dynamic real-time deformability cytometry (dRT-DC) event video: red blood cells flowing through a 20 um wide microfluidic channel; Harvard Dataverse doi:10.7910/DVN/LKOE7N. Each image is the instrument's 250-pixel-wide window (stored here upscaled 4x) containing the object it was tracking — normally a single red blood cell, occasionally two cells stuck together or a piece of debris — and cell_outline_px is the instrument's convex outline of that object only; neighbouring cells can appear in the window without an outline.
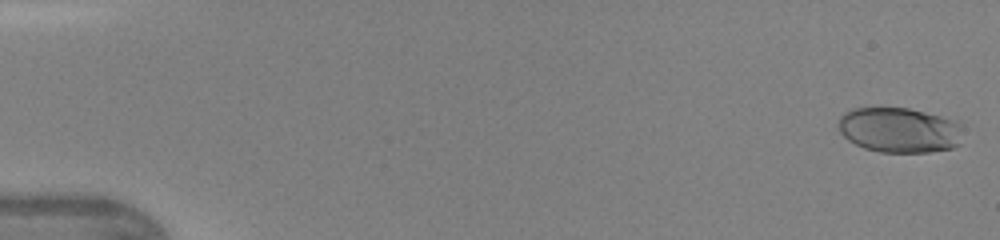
{"species": "human", "species_latin": "Homo sapiens", "temperature_condition": "warm", "stored_images_in_passage": 13, "camera_frame_rate_fps": 3000, "um_per_image_px": 0.085, "donor": {"sex": "female"}, "frame": {"image": 1, "passage_image": 1, "time_ms": 0.0, "image_size_px": [1000, 240], "cell_outline_px": [[960, 144], [952, 148], [928, 152], [880, 152], [864, 148], [848, 140], [840, 132], [840, 116], [844, 112], [852, 108], [908, 108], [956, 120], [960, 124]], "centroid_in_image_um": [76.44, 11.05], "position_along_channel_um": 8.6, "area_um2": 32.6}}